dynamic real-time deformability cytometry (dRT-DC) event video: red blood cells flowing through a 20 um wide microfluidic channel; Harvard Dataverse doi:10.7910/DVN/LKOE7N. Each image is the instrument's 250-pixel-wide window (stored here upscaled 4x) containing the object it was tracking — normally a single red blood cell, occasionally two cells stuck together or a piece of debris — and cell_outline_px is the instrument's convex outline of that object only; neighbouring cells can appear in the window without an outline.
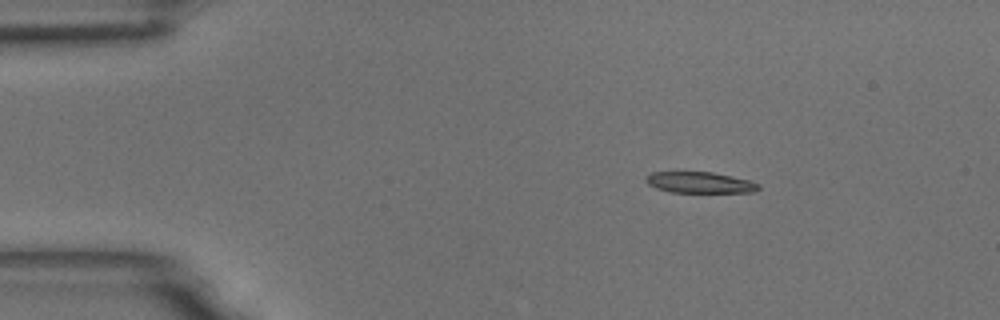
{"species": "common noctule bat (a hibernating species)", "species_latin": "Nyctalus noctula", "temperature_condition": "room temperature", "stored_images_in_passage": 6, "camera_frame_rate_fps": 3000, "um_per_image_px": 0.085, "animal": {"sex": "male", "body_mass_g": 18.8}, "frame": {"image": 1, "passage_image": 3, "time_ms": 0.667, "image_size_px": [1000, 320], "cell_outline_px": [[760, 188], [756, 192], [672, 192], [656, 188], [648, 184], [644, 180], [644, 176], [652, 172], [712, 172], [748, 180], [760, 184]], "centroid_in_image_um": [59.46, 15.51], "position_along_channel_um": 25.5, "area_um2": 13.81}}
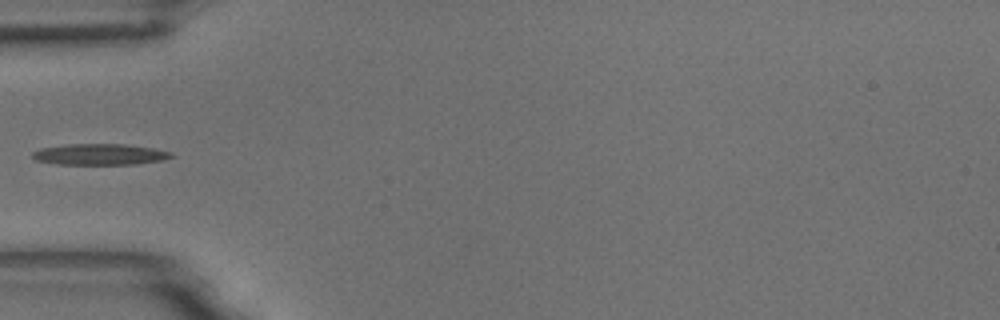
{"frame": {"image": 2, "passage_image": 6, "time_ms": 1.667, "image_size_px": [1000, 320], "cell_outline_px": [[176, 156], [160, 160], [136, 164], [56, 164], [36, 160], [32, 156], [32, 152], [40, 148], [68, 144], [124, 144], [152, 148], [172, 152]], "centroid_in_image_um": [8.47, 13.12], "position_along_channel_um": 76.5, "area_um2": 16.99}}